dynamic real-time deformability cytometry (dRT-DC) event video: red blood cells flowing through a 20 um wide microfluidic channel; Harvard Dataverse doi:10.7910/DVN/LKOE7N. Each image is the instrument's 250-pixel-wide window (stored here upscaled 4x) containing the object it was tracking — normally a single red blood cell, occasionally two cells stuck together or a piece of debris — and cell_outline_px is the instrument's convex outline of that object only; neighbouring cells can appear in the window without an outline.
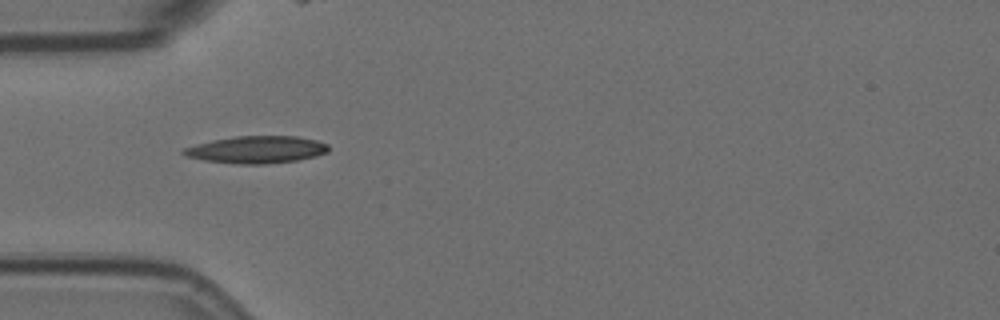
{"species": "Egyptian fruit bat (a non-hibernating species)", "species_latin": "Rousettus aegyptiacus", "temperature_condition": "room temperature", "stored_images_in_passage": 5, "camera_frame_rate_fps": 3000, "um_per_image_px": 0.085, "animal": {"sex": "female"}, "frame": {"image": 1, "passage_image": 4, "time_ms": 1.0, "image_size_px": [1000, 320], "cell_outline_px": [[328, 152], [316, 156], [296, 160], [264, 164], [240, 164], [204, 160], [188, 156], [180, 152], [184, 148], [212, 140], [236, 136], [296, 136], [316, 140], [328, 144]], "centroid_in_image_um": [21.83, 12.71], "position_along_channel_um": 63.2, "area_um2": 22.77}}
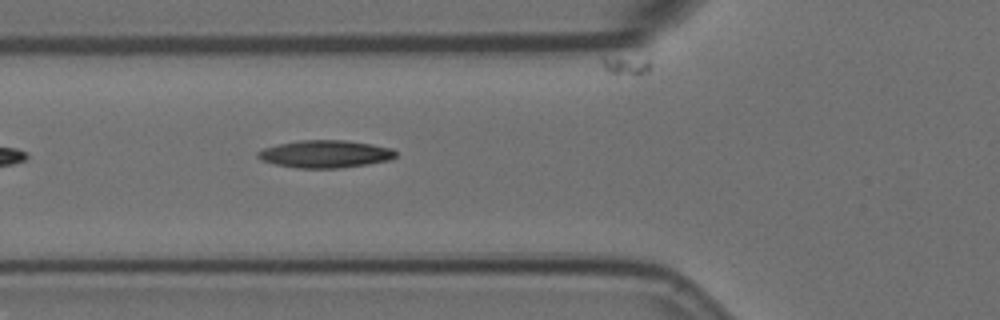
{"frame": {"image": 2, "passage_image": 5, "time_ms": 1.333, "image_size_px": [1000, 320], "cell_outline_px": [[396, 156], [388, 160], [368, 164], [340, 168], [296, 168], [276, 164], [260, 160], [256, 156], [256, 152], [264, 148], [276, 144], [300, 140], [344, 140], [372, 144], [392, 148], [396, 152]], "centroid_in_image_um": [27.61, 13.09], "position_along_channel_um": 98.2, "area_um2": 22.2}}